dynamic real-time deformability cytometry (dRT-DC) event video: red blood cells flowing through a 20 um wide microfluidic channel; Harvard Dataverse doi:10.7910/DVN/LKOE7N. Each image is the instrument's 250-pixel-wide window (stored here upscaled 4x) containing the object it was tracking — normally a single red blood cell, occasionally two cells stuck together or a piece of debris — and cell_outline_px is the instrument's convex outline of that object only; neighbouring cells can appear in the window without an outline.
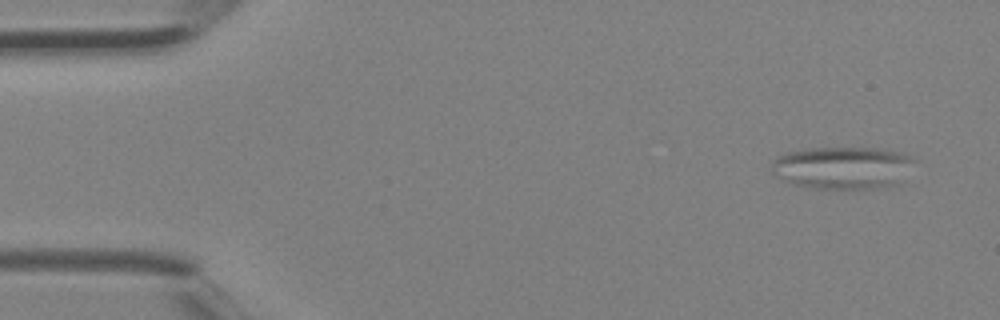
{"species": "Egyptian fruit bat (a non-hibernating species)", "species_latin": "Rousettus aegyptiacus", "temperature_condition": "room temperature", "stored_images_in_passage": 3, "camera_frame_rate_fps": 3000, "um_per_image_px": 0.085, "animal": {"sex": "female"}, "frame": {"image": 1, "passage_image": 1, "time_ms": 0.0, "image_size_px": [1000, 320], "cell_outline_px": [[916, 160], [900, 184], [876, 188], [812, 188], [792, 184], [772, 172], [772, 164], [776, 156], [784, 152], [808, 148], [880, 148], [904, 152], [912, 156]], "centroid_in_image_um": [71.67, 14.24], "position_along_channel_um": 13.3, "area_um2": 35.66}}